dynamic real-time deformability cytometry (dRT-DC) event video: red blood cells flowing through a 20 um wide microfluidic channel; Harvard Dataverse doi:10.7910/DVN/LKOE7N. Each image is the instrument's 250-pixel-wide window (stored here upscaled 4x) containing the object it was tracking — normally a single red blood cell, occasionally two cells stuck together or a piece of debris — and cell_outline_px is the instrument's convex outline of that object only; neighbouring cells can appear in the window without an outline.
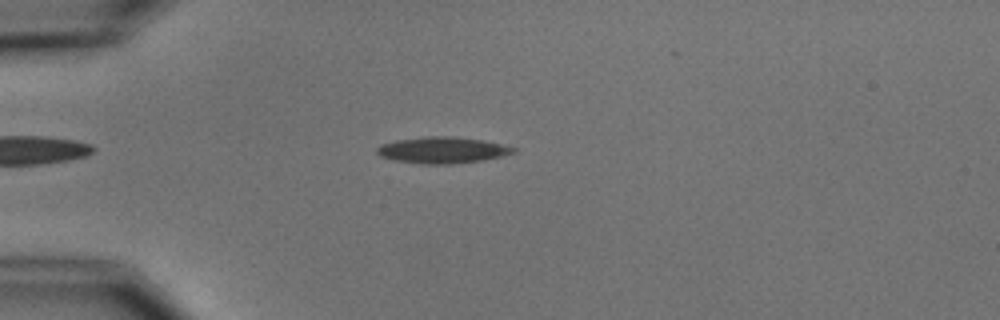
{"species": "common noctule bat (a hibernating species)", "species_latin": "Nyctalus noctula", "temperature_condition": "cold", "stored_images_in_passage": 7, "camera_frame_rate_fps": 3000, "um_per_image_px": 0.085, "animal": {"sex": "male", "body_mass_g": 15.6}, "frame": {"image": 1, "passage_image": 4, "time_ms": 3.667, "image_size_px": [1000, 320], "cell_outline_px": [[516, 152], [500, 156], [480, 160], [452, 164], [424, 164], [392, 160], [380, 156], [376, 152], [376, 148], [380, 144], [396, 140], [428, 136], [448, 136], [484, 140], [516, 148]], "centroid_in_image_um": [37.54, 12.76], "position_along_channel_um": 47.5, "area_um2": 20.81}}
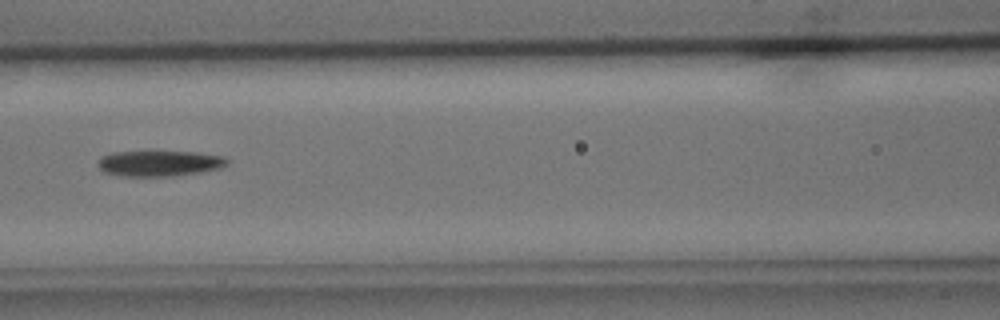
{"frame": {"image": 2, "passage_image": 7, "time_ms": 7.0, "image_size_px": [1000, 320], "cell_outline_px": [[228, 164], [220, 168], [200, 172], [172, 176], [120, 176], [104, 172], [96, 164], [96, 160], [100, 156], [112, 152], [200, 152], [224, 156], [228, 160]], "centroid_in_image_um": [13.52, 13.88], "position_along_channel_um": 153.1, "area_um2": 19.48}}